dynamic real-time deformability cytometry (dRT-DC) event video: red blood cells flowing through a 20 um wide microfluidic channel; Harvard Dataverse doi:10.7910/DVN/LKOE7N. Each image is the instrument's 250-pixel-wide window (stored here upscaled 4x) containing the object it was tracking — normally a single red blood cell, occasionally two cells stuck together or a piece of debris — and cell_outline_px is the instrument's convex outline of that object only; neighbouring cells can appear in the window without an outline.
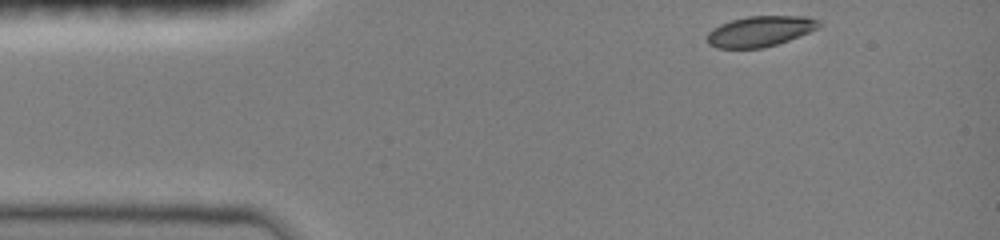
{"species": "common noctule bat (a hibernating species)", "species_latin": "Nyctalus noctula", "temperature_condition": "room temperature", "stored_images_in_passage": 28, "camera_frame_rate_fps": 3000, "um_per_image_px": 0.085, "animal": {"sex": "female", "body_mass_g": 19.0, "forearm_length_mm": 51.5}, "frame": {"image": 1, "passage_image": 1, "time_ms": 0.0, "image_size_px": [1000, 240], "cell_outline_px": [[820, 28], [800, 36], [776, 44], [760, 48], [716, 48], [708, 44], [708, 32], [712, 28], [720, 24], [732, 20], [748, 16], [804, 16], [820, 20]], "centroid_in_image_um": [64.62, 2.65], "position_along_channel_um": 20.4, "area_um2": 19.88}}
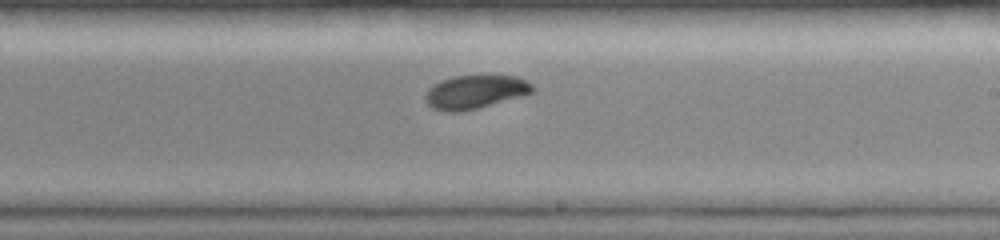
{"frame": {"image": 2, "passage_image": 16, "time_ms": 7.333, "image_size_px": [1000, 240], "cell_outline_px": [[536, 88], [532, 92], [520, 96], [464, 112], [444, 112], [432, 108], [428, 104], [424, 96], [428, 88], [444, 80], [456, 76], [516, 76], [532, 84]], "centroid_in_image_um": [40.37, 7.83], "position_along_channel_um": 248.6, "area_um2": 20.69}}
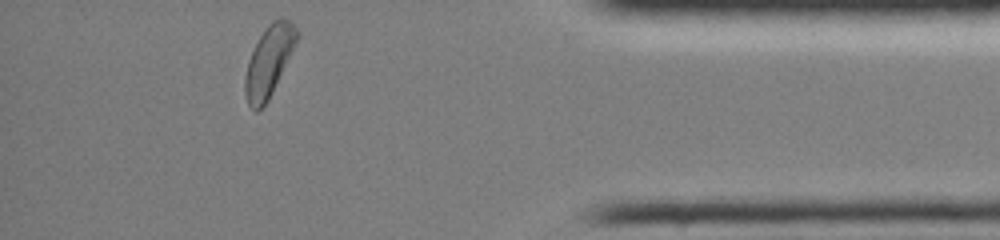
{"frame": {"image": 3, "passage_image": 28, "time_ms": 12.0, "image_size_px": [1000, 240], "cell_outline_px": [[300, 36], [268, 100], [256, 112], [248, 104], [244, 96], [244, 76], [248, 60], [260, 36], [268, 24], [272, 20], [280, 16], [284, 16], [300, 32]], "centroid_in_image_um": [22.86, 5.17], "position_along_channel_um": 412.3, "area_um2": 21.27}, "authors_computed_cell_mechanics": {"area_um2": 21.4149, "velocity_mm_per_s": 4.0394, "shape_relaxation_time_tau1_ms": 2.8291, "shape_relaxation_time_tau2_ms": null, "deformation_change_tau1": 0.115, "deformation_change_tau2": null}}